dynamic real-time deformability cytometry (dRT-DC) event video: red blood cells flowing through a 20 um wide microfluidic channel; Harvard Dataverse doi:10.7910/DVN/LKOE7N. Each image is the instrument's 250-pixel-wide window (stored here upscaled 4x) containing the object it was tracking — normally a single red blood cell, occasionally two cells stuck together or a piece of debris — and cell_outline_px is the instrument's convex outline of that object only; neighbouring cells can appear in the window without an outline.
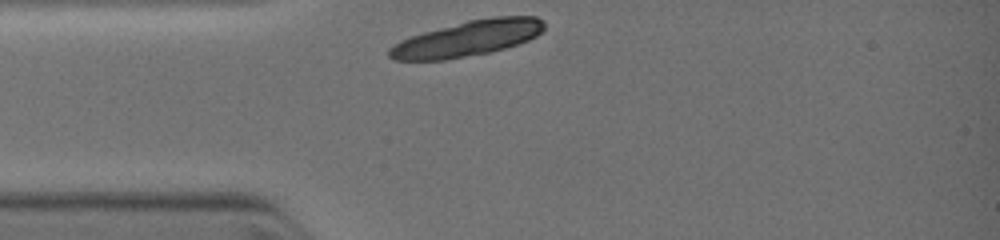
{"species": "common noctule bat (a hibernating species)", "species_latin": "Nyctalus noctula", "temperature_condition": "warm", "stored_images_in_passage": 4, "camera_frame_rate_fps": 3000, "um_per_image_px": 0.085, "animal": {"sex": "female", "body_mass_g": 19.0, "forearm_length_mm": 51.5}, "frame": {"image": 1, "passage_image": 1, "time_ms": 0.0, "image_size_px": [1000, 240], "cell_outline_px": [[544, 28], [536, 36], [528, 40], [504, 48], [488, 52], [444, 60], [396, 60], [388, 56], [388, 48], [400, 40], [424, 32], [468, 20], [496, 16], [536, 16], [544, 20]], "centroid_in_image_um": [39.74, 3.26], "position_along_channel_um": 45.3, "area_um2": 31.79}}